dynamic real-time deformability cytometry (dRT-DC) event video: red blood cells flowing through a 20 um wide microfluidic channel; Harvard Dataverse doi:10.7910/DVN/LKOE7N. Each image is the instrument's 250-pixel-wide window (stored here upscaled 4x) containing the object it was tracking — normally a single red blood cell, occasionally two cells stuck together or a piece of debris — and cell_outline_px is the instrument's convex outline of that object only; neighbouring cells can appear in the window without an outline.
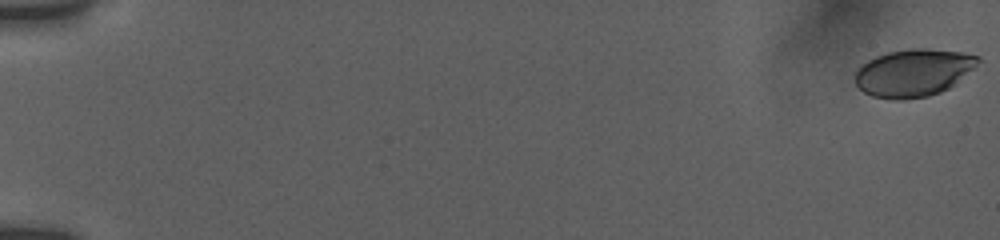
{"species": "human", "species_latin": "Homo sapiens", "temperature_condition": "room temperature", "stored_images_in_passage": 10, "camera_frame_rate_fps": 3000, "um_per_image_px": 0.085, "donor": {"sex": "female"}, "frame": {"image": 1, "passage_image": 1, "time_ms": 0.0, "image_size_px": [1000, 240], "cell_outline_px": [[980, 60], [972, 68], [948, 88], [940, 92], [928, 96], [904, 100], [892, 100], [872, 96], [864, 92], [856, 84], [856, 72], [868, 60], [876, 56], [888, 52], [908, 48], [924, 48], [964, 52], [980, 56]], "centroid_in_image_um": [77.63, 6.18], "position_along_channel_um": 7.4, "area_um2": 33.7}}
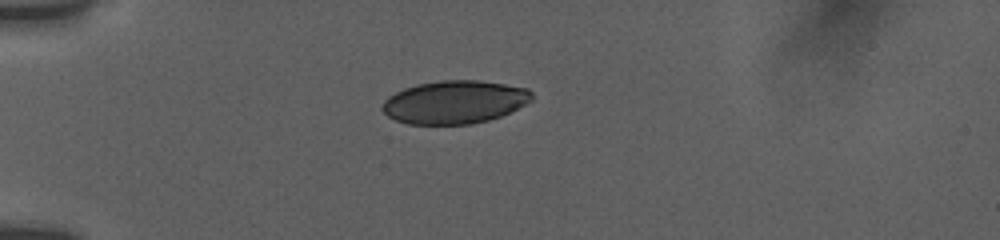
{"frame": {"image": 2, "passage_image": 9, "time_ms": 5.333, "image_size_px": [1000, 240], "cell_outline_px": [[532, 100], [500, 116], [488, 120], [472, 124], [408, 124], [396, 120], [388, 116], [380, 108], [384, 100], [388, 96], [404, 88], [416, 84], [440, 80], [480, 80], [528, 88], [532, 92]], "centroid_in_image_um": [38.61, 8.67], "position_along_channel_um": 46.4, "area_um2": 37.51}}